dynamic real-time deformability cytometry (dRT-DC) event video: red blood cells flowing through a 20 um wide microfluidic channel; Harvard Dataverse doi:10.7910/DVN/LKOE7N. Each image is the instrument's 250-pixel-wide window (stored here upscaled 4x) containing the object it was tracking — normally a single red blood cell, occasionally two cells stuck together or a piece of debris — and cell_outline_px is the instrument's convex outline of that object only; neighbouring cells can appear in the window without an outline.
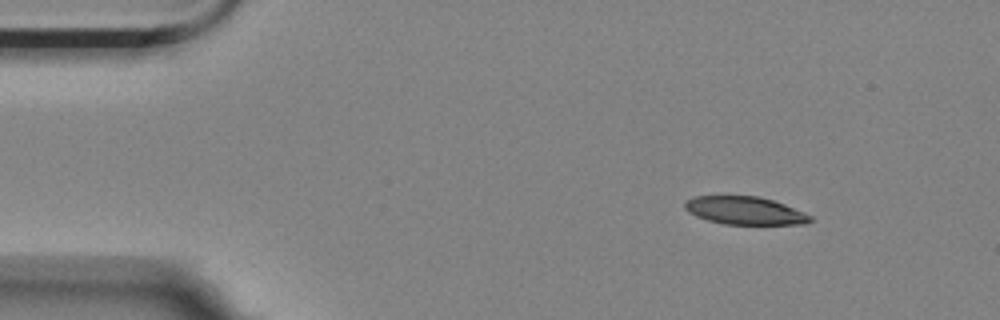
{"species": "Egyptian fruit bat (a non-hibernating species)", "species_latin": "Rousettus aegyptiacus", "temperature_condition": "room temperature", "stored_images_in_passage": 4, "camera_frame_rate_fps": 3000, "um_per_image_px": 0.085, "animal": {"sex": "female"}, "frame": {"image": 1, "passage_image": 1, "time_ms": 0.0, "image_size_px": [1000, 320], "cell_outline_px": [[812, 220], [804, 224], [724, 224], [708, 220], [696, 216], [688, 212], [684, 208], [684, 204], [692, 196], [756, 196], [772, 200], [784, 204], [804, 212], [812, 216]], "centroid_in_image_um": [63.3, 17.9], "position_along_channel_um": 21.7, "area_um2": 20.29}}